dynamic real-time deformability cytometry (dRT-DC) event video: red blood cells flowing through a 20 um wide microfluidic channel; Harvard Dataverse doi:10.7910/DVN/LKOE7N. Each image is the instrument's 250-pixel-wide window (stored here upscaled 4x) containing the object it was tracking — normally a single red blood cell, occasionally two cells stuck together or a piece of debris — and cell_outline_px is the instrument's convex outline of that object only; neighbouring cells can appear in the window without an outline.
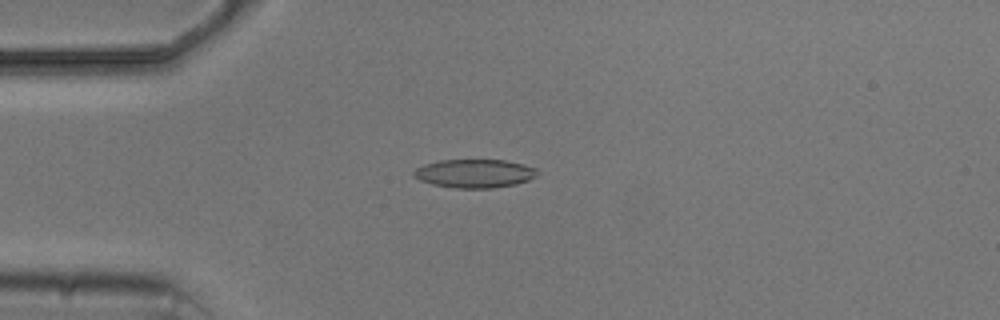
{"species": "common noctule bat (a hibernating species)", "species_latin": "Nyctalus noctula", "temperature_condition": "cold", "stored_images_in_passage": 1, "camera_frame_rate_fps": 3000, "um_per_image_px": 0.085, "animal": {"sex": "male", "body_mass_g": 20.5, "forearm_length_mm": 52.5}, "frame": {"image": 1, "passage_image": 1, "time_ms": 0.0, "image_size_px": [1000, 320], "cell_outline_px": [[540, 172], [536, 176], [528, 180], [516, 184], [492, 188], [456, 188], [432, 184], [420, 180], [412, 176], [412, 172], [416, 168], [424, 164], [440, 160], [504, 160], [524, 164], [536, 168]], "centroid_in_image_um": [40.34, 14.74], "position_along_channel_um": 44.7, "area_um2": 20.63}}